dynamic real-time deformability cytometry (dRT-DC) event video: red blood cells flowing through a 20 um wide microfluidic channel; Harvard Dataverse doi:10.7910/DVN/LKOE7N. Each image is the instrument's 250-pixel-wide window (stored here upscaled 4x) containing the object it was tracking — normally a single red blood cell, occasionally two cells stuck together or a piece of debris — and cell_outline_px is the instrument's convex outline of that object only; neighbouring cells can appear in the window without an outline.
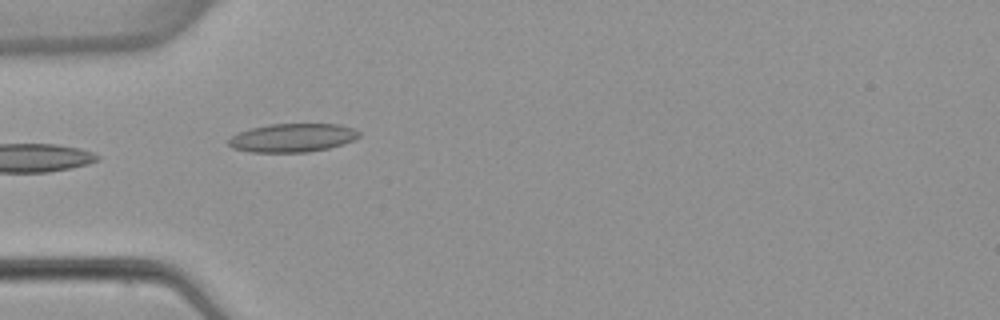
{"species": "common noctule bat (a hibernating species)", "species_latin": "Nyctalus noctula", "temperature_condition": "warm", "stored_images_in_passage": 7, "camera_frame_rate_fps": 3000, "um_per_image_px": 0.085, "animal": {"sex": "female", "body_mass_g": 22.7, "forearm_length_mm": 54.2}, "frame": {"image": 1, "passage_image": 5, "time_ms": 5.0, "image_size_px": [1000, 320], "cell_outline_px": [[360, 136], [356, 140], [328, 148], [308, 152], [252, 152], [232, 148], [228, 144], [228, 140], [232, 136], [240, 132], [252, 128], [268, 124], [340, 124], [352, 128], [360, 132]], "centroid_in_image_um": [24.89, 11.71], "position_along_channel_um": 60.1, "area_um2": 21.68}}
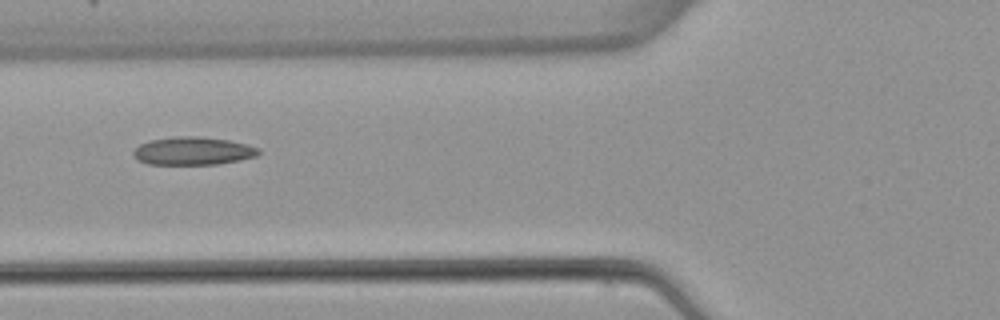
{"frame": {"image": 2, "passage_image": 6, "time_ms": 6.333, "image_size_px": [1000, 320], "cell_outline_px": [[260, 152], [256, 156], [240, 160], [216, 164], [148, 164], [132, 156], [132, 152], [140, 144], [148, 140], [180, 136], [196, 136], [228, 140], [260, 148]], "centroid_in_image_um": [16.38, 12.83], "position_along_channel_um": 109.4, "area_um2": 20.29}}
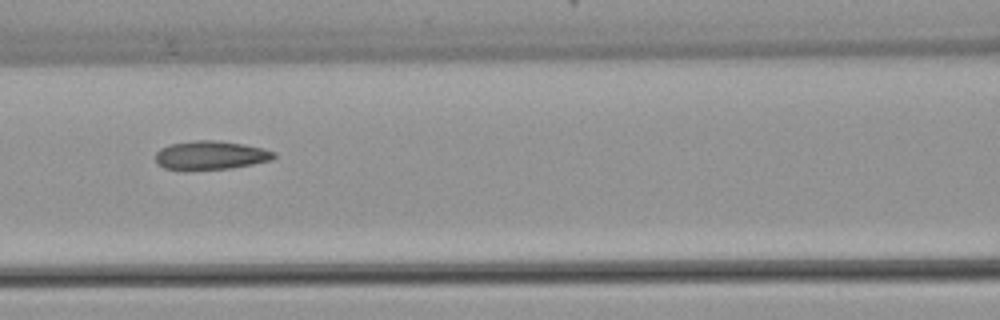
{"frame": {"image": 3, "passage_image": 7, "time_ms": 7.333, "image_size_px": [1000, 320], "cell_outline_px": [[276, 156], [272, 160], [232, 168], [184, 172], [164, 168], [156, 164], [156, 152], [160, 148], [172, 144], [192, 140], [216, 140], [244, 144], [276, 152]], "centroid_in_image_um": [17.85, 13.23], "position_along_channel_um": 148.7, "area_um2": 20.35}}